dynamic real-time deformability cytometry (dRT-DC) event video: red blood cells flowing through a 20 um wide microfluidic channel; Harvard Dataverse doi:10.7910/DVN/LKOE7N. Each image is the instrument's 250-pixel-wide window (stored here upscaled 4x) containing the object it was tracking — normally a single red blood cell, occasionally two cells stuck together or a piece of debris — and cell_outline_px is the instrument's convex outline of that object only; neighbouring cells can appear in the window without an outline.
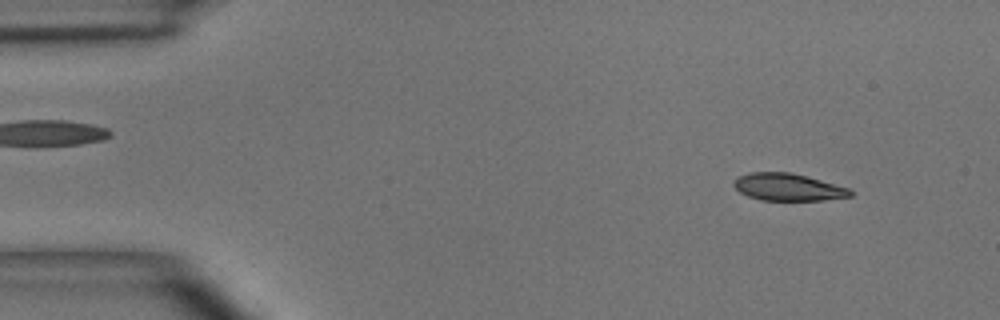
{"species": "common noctule bat (a hibernating species)", "species_latin": "Nyctalus noctula", "temperature_condition": "room temperature", "stored_images_in_passage": 4, "segment_of_instrument_passage": [2, 2], "camera_frame_rate_fps": 3000, "um_per_image_px": 0.085, "animal": {"sex": "male", "body_mass_g": 15.6}, "frame": {"image": 1, "passage_image": 4, "time_ms": 4.333, "image_size_px": [1000, 320], "cell_outline_px": [[852, 196], [824, 200], [760, 200], [748, 196], [740, 192], [732, 184], [732, 180], [736, 176], [752, 172], [788, 172], [820, 180], [848, 188], [852, 192]], "centroid_in_image_um": [66.91, 15.9], "position_along_channel_um": 18.1, "area_um2": 18.38}}